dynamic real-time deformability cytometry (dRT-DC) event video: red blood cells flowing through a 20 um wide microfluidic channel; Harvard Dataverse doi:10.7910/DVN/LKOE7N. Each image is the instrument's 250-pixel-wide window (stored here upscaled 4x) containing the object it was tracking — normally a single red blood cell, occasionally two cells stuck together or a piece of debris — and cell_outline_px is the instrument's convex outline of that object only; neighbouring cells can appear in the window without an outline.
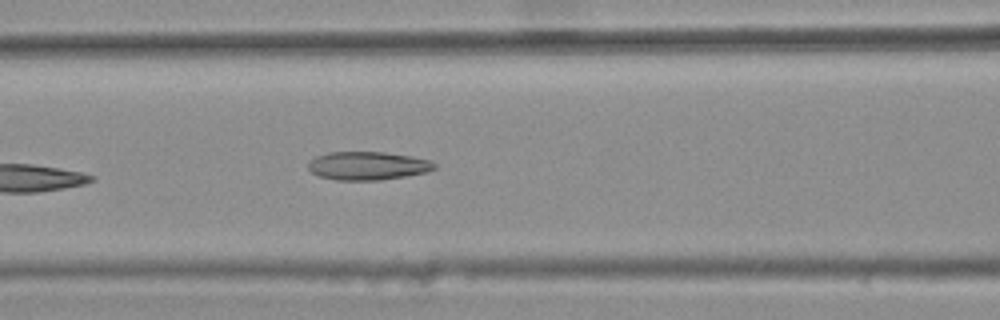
{"species": "common noctule bat (a hibernating species)", "species_latin": "Nyctalus noctula", "temperature_condition": "warm", "stored_images_in_passage": 7, "camera_frame_rate_fps": 3000, "um_per_image_px": 0.085, "animal": {"sex": "female", "body_mass_g": 25.1}, "frame": {"image": 1, "passage_image": 7, "time_ms": 2.0, "image_size_px": [1000, 320], "cell_outline_px": [[436, 168], [424, 172], [408, 176], [380, 180], [336, 180], [320, 176], [312, 172], [308, 168], [308, 164], [316, 156], [328, 152], [384, 152], [412, 156], [428, 160], [436, 164]], "centroid_in_image_um": [31.26, 14.09], "position_along_channel_um": 135.3, "area_um2": 20.75}}